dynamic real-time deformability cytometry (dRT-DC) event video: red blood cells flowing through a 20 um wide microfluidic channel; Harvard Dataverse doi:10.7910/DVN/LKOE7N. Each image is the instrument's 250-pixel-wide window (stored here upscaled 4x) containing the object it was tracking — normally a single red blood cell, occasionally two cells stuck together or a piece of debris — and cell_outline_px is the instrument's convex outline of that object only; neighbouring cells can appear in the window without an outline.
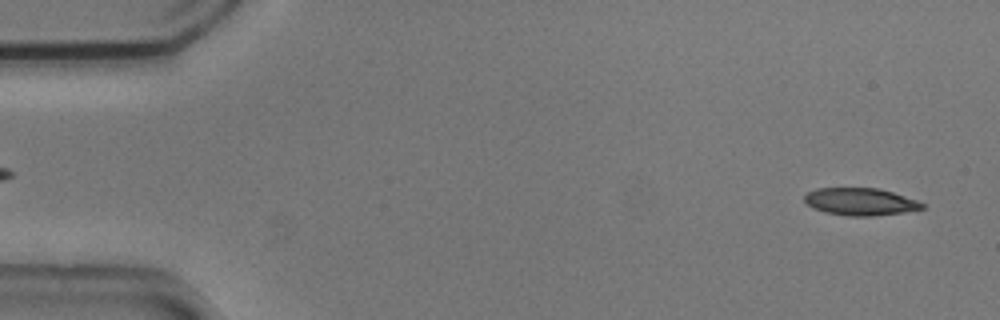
{"species": "common noctule bat (a hibernating species)", "species_latin": "Nyctalus noctula", "temperature_condition": "cold", "stored_images_in_passage": 10, "camera_frame_rate_fps": 3000, "um_per_image_px": 0.085, "animal": {"sex": "male", "body_mass_g": 20.5, "forearm_length_mm": 52.5}, "frame": {"image": 1, "passage_image": 2, "time_ms": 0.333, "image_size_px": [1000, 320], "cell_outline_px": [[924, 208], [904, 212], [872, 216], [848, 216], [824, 212], [812, 208], [804, 200], [804, 196], [808, 192], [816, 188], [880, 188], [916, 200], [924, 204]], "centroid_in_image_um": [73.1, 17.14], "position_along_channel_um": 11.9, "area_um2": 18.73}}